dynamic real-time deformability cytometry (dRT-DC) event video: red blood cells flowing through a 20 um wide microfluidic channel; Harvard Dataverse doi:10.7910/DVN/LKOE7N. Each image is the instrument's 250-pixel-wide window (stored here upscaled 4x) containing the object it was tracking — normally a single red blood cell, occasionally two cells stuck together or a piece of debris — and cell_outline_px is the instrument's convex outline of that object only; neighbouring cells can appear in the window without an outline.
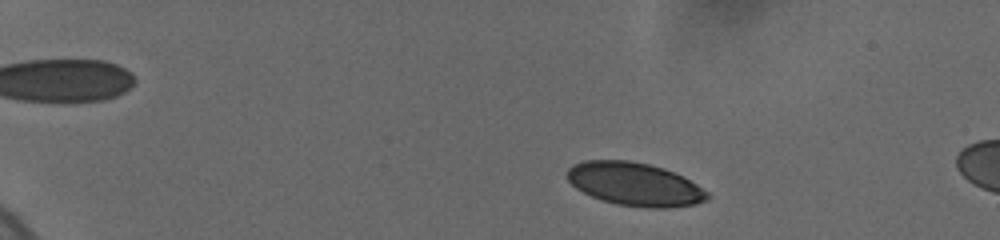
{"species": "human", "species_latin": "Homo sapiens", "temperature_condition": "cold", "stored_images_in_passage": 5, "camera_frame_rate_fps": 3000, "um_per_image_px": 0.085, "donor": {"sex": "female"}, "frame": {"image": 1, "passage_image": 2, "time_ms": 0.667, "image_size_px": [1000, 240], "cell_outline_px": [[712, 196], [708, 200], [696, 204], [668, 208], [648, 208], [616, 204], [592, 196], [576, 188], [568, 180], [568, 168], [572, 164], [584, 160], [628, 160], [648, 164], [664, 168], [684, 176], [708, 192]], "centroid_in_image_um": [53.99, 15.65], "position_along_channel_um": 31.0, "area_um2": 35.43}}